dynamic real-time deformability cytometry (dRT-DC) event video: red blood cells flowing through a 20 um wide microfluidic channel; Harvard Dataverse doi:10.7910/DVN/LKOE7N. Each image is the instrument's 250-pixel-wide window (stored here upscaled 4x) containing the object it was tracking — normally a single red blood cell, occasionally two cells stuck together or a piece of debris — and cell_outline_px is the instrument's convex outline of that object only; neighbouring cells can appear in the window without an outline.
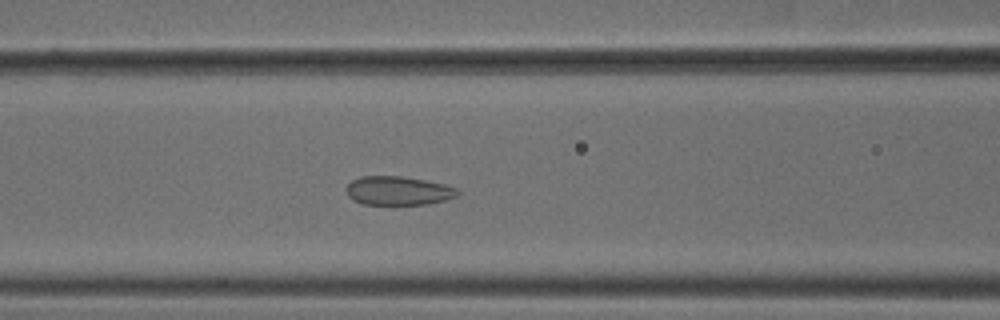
{"species": "common noctule bat (a hibernating species)", "species_latin": "Nyctalus noctula", "temperature_condition": "cold", "stored_images_in_passage": 54, "camera_frame_rate_fps": 3000, "um_per_image_px": 0.085, "animal": {"sex": "male", "body_mass_g": 18.8}, "frame": {"image": 1, "passage_image": 22, "time_ms": 7.0, "image_size_px": [1000, 320], "cell_outline_px": [[460, 192], [456, 196], [444, 200], [428, 204], [364, 204], [352, 200], [348, 196], [348, 184], [352, 180], [360, 176], [400, 176], [424, 180], [444, 184], [460, 188]], "centroid_in_image_um": [33.87, 16.21], "position_along_channel_um": 132.7, "area_um2": 18.61}}
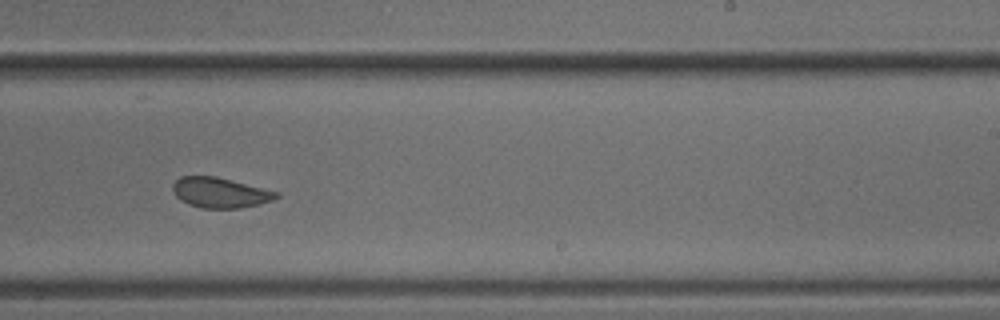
{"frame": {"image": 2, "passage_image": 33, "time_ms": 10.667, "image_size_px": [1000, 320], "cell_outline_px": [[280, 196], [272, 200], [260, 204], [240, 208], [200, 208], [188, 204], [180, 200], [172, 192], [172, 184], [180, 176], [216, 176], [280, 192]], "centroid_in_image_um": [18.7, 16.37], "position_along_channel_um": 270.3, "area_um2": 18.44}}
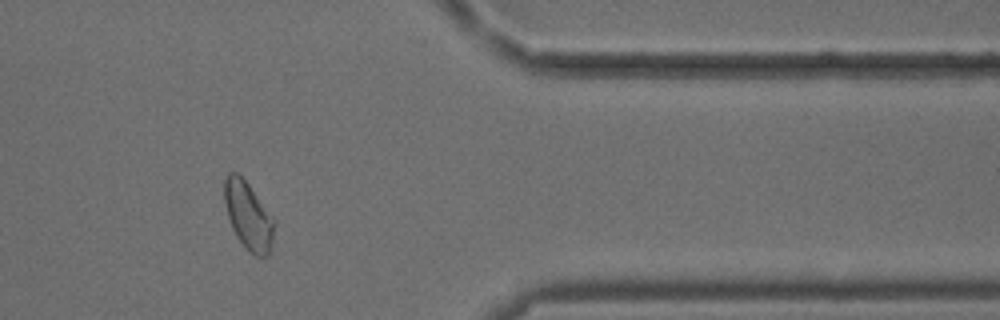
{"frame": {"image": 3, "passage_image": 44, "time_ms": 14.333, "image_size_px": [1000, 320], "cell_outline_px": [[276, 224], [272, 244], [268, 256], [256, 256], [248, 252], [244, 248], [236, 236], [232, 228], [224, 204], [224, 176], [228, 172], [236, 172], [248, 184], [276, 220]], "centroid_in_image_um": [21.11, 18.36], "position_along_channel_um": 390.3, "area_um2": 20.0}, "authors_computed_cell_mechanics": {"area_um2": 20.23, "velocity_mm_per_s": 3.7588, "shape_relaxation_time_tau1_ms": 3.3387, "shape_relaxation_time_tau2_ms": 0.712, "deformation_change_tau1": 0.0499, "deformation_change_tau2": 0.0538}}